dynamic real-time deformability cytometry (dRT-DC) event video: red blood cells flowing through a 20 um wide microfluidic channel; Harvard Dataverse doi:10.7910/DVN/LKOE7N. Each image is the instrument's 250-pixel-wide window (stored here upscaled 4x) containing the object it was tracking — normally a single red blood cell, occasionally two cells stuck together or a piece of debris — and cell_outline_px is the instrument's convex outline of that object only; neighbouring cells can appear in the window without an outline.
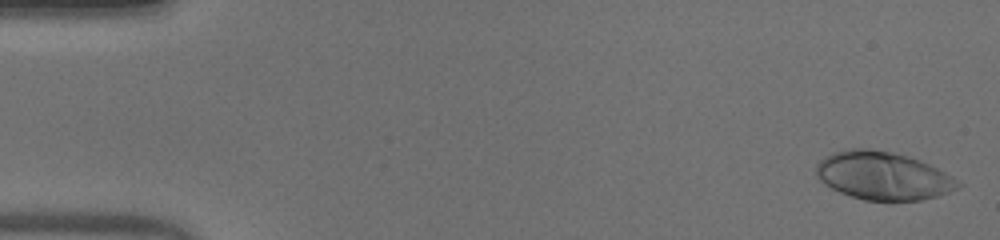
{"species": "human", "species_latin": "Homo sapiens", "temperature_condition": "warm", "stored_images_in_passage": 51, "camera_frame_rate_fps": 3000, "um_per_image_px": 0.085, "donor": {"sex": "male"}, "frame": {"image": 1, "passage_image": 1, "time_ms": 0.0, "image_size_px": [1000, 240], "cell_outline_px": [[964, 184], [948, 192], [936, 196], [920, 200], [888, 204], [864, 200], [840, 192], [824, 184], [816, 176], [816, 164], [824, 156], [832, 152], [848, 148], [868, 148], [892, 152], [908, 156], [920, 160], [952, 176]], "centroid_in_image_um": [75.03, 14.97], "position_along_channel_um": 10.0, "area_um2": 40.46}}
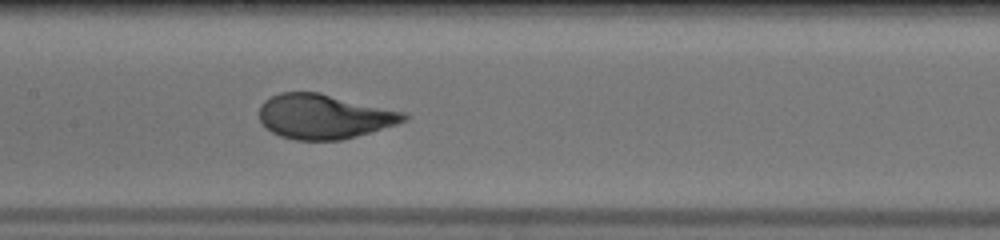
{"frame": {"image": 2, "passage_image": 25, "time_ms": 8.0, "image_size_px": [1000, 240], "cell_outline_px": [[408, 120], [396, 124], [356, 136], [340, 140], [296, 140], [280, 136], [272, 132], [260, 120], [260, 104], [264, 100], [280, 92], [320, 92], [408, 112]], "centroid_in_image_um": [27.58, 9.89], "position_along_channel_um": 179.8, "area_um2": 37.74}}
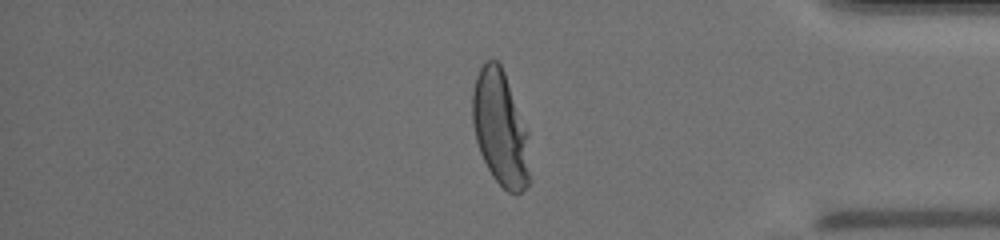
{"frame": {"image": 3, "passage_image": 43, "time_ms": 14.0, "image_size_px": [1000, 240], "cell_outline_px": [[528, 184], [520, 192], [508, 192], [492, 176], [480, 152], [476, 140], [472, 124], [472, 92], [476, 76], [480, 68], [488, 60], [496, 60], [500, 64], [504, 72], [528, 132]], "centroid_in_image_um": [42.5, 10.89], "position_along_channel_um": 392.7, "area_um2": 37.92}, "authors_computed_cell_mechanics": {"area_um2": 38.148, "velocity_mm_per_s": 3.9461, "shape_relaxation_time_tau1_ms": 4.0757, "shape_relaxation_time_tau2_ms": null, "deformation_change_tau1": 0.2485, "deformation_change_tau2": null}}